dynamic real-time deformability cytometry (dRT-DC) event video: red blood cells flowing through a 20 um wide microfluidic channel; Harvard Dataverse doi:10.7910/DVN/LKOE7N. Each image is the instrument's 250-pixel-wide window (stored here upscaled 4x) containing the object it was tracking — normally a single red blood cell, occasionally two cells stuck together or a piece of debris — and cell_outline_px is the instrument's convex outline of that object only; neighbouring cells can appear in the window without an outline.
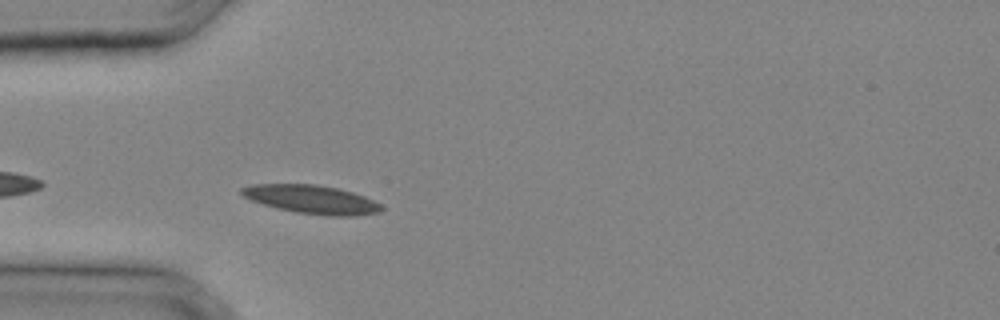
{"species": "common noctule bat (a hibernating species)", "species_latin": "Nyctalus noctula", "temperature_condition": "cold", "stored_images_in_passage": 29, "camera_frame_rate_fps": 3000, "um_per_image_px": 0.085, "animal": {"sex": "male", "body_mass_g": 20.4}, "frame": {"image": 1, "passage_image": 8, "time_ms": 2.333, "image_size_px": [1000, 320], "cell_outline_px": [[384, 208], [380, 212], [356, 216], [328, 216], [296, 212], [264, 204], [252, 200], [244, 196], [240, 192], [240, 188], [252, 184], [316, 184], [340, 188], [364, 196], [380, 204]], "centroid_in_image_um": [26.52, 16.94], "position_along_channel_um": 58.5, "area_um2": 23.18}}
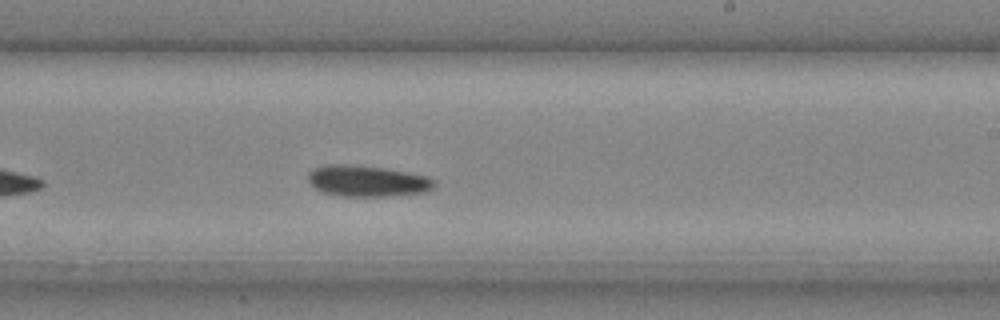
{"frame": {"image": 2, "passage_image": 18, "time_ms": 5.667, "image_size_px": [1000, 320], "cell_outline_px": [[436, 184], [432, 188], [424, 192], [384, 196], [340, 196], [324, 192], [316, 188], [308, 180], [308, 172], [324, 164], [344, 164], [384, 168], [428, 176]], "centroid_in_image_um": [31.19, 15.38], "position_along_channel_um": 257.8, "area_um2": 22.6}}
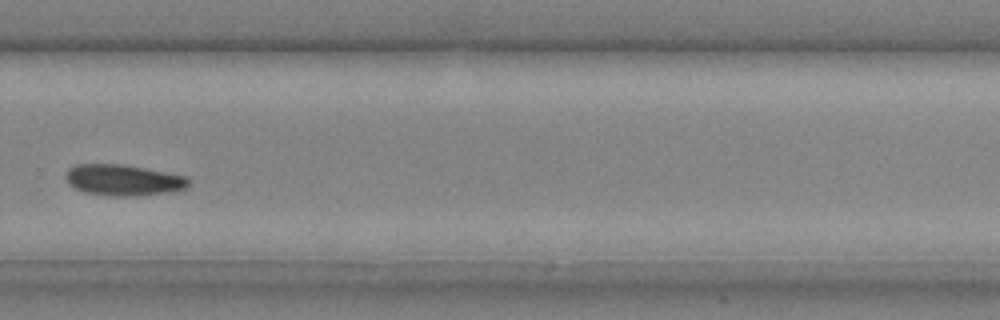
{"frame": {"image": 3, "passage_image": 21, "time_ms": 6.667, "image_size_px": [1000, 320], "cell_outline_px": [[188, 188], [176, 192], [136, 196], [108, 196], [84, 192], [68, 184], [64, 176], [68, 168], [76, 164], [120, 164], [144, 168], [184, 176], [188, 180]], "centroid_in_image_um": [10.46, 15.32], "position_along_channel_um": 319.3, "area_um2": 22.43}}